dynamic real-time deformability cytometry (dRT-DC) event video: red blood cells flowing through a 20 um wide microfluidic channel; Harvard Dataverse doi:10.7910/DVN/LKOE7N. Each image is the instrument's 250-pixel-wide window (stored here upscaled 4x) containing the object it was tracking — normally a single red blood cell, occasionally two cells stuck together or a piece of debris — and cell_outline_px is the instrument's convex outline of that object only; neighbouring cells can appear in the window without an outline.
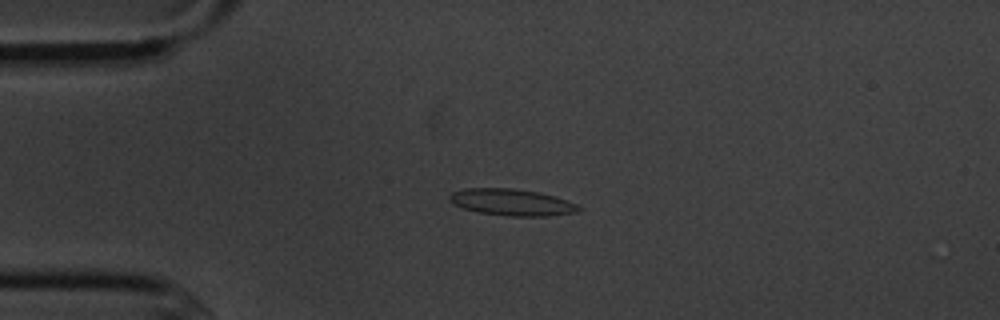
{"species": "common noctule bat (a hibernating species)", "species_latin": "Nyctalus noctula", "temperature_condition": "cold", "stored_images_in_passage": 4, "camera_frame_rate_fps": 3000, "um_per_image_px": 0.085, "animal": {"sex": "male", "body_mass_g": 20.1, "forearm_length_mm": 53.5}, "frame": {"image": 1, "passage_image": 3, "time_ms": 2.333, "image_size_px": [1000, 320], "cell_outline_px": [[584, 208], [576, 212], [548, 216], [508, 216], [480, 212], [464, 208], [452, 204], [448, 200], [448, 196], [452, 192], [464, 188], [512, 188], [540, 192], [576, 204]], "centroid_in_image_um": [43.46, 17.19], "position_along_channel_um": 41.5, "area_um2": 20.0}}